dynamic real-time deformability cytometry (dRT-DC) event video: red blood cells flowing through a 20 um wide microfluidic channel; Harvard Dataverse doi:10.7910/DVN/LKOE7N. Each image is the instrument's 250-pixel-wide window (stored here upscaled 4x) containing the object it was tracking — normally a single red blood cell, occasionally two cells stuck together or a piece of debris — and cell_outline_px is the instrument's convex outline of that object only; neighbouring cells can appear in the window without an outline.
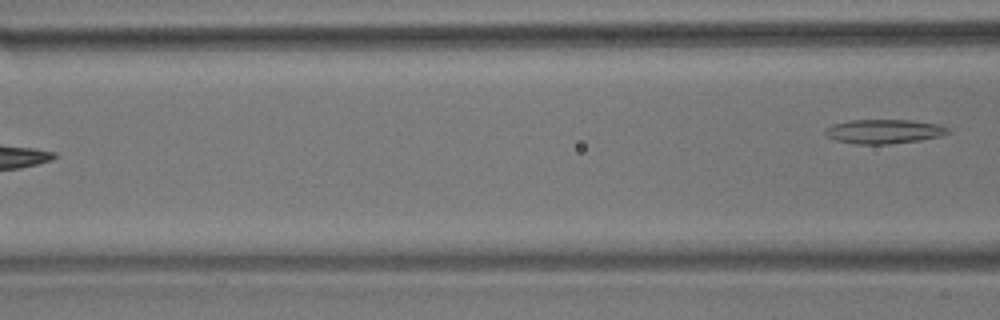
{"species": "common noctule bat (a hibernating species)", "species_latin": "Nyctalus noctula", "temperature_condition": "room temperature", "stored_images_in_passage": 6, "camera_frame_rate_fps": 3000, "um_per_image_px": 0.085, "animal": {"sex": "male", "body_mass_g": 17.9}, "frame": {"image": 1, "passage_image": 6, "time_ms": 1.667, "image_size_px": [1000, 320], "cell_outline_px": [[952, 132], [940, 136], [920, 140], [888, 144], [856, 144], [836, 140], [828, 136], [824, 132], [832, 124], [848, 120], [912, 120], [940, 124], [952, 128]], "centroid_in_image_um": [75.21, 11.16], "position_along_channel_um": 91.4, "area_um2": 17.46}}